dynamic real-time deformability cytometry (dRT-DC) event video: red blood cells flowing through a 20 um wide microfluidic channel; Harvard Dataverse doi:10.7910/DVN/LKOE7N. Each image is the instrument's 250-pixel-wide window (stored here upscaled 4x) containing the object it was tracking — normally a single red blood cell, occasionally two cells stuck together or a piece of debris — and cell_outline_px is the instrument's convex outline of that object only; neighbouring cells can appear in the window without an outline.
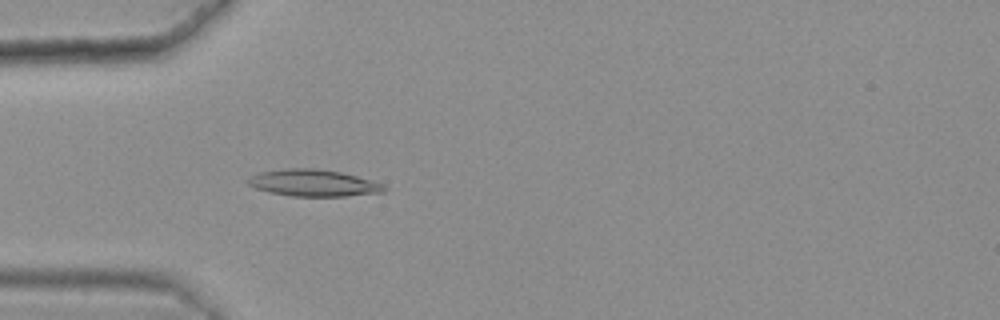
{"species": "common noctule bat (a hibernating species)", "species_latin": "Nyctalus noctula", "temperature_condition": "warm", "stored_images_in_passage": 48, "camera_frame_rate_fps": 3000, "um_per_image_px": 0.085, "animal": {"sex": "female", "body_mass_g": 25.1}, "frame": {"image": 1, "passage_image": 17, "time_ms": 5.333, "image_size_px": [1000, 320], "cell_outline_px": [[388, 188], [384, 192], [344, 196], [292, 196], [268, 192], [256, 188], [248, 184], [244, 180], [260, 172], [288, 168], [312, 168], [340, 172], [356, 176], [384, 184]], "centroid_in_image_um": [26.63, 15.55], "position_along_channel_um": 58.4, "area_um2": 21.15}}
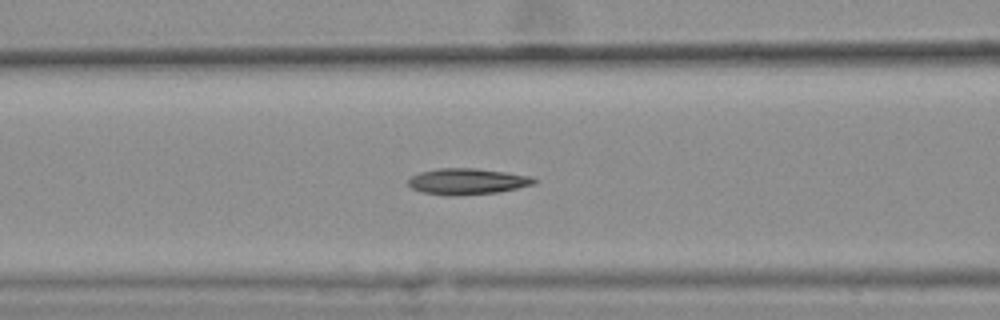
{"frame": {"image": 2, "passage_image": 23, "time_ms": 7.333, "image_size_px": [1000, 320], "cell_outline_px": [[536, 184], [496, 192], [448, 196], [420, 192], [412, 188], [408, 184], [408, 180], [412, 176], [420, 172], [436, 168], [476, 168], [532, 176], [536, 180]], "centroid_in_image_um": [39.69, 15.41], "position_along_channel_um": 126.9, "area_um2": 19.07}}
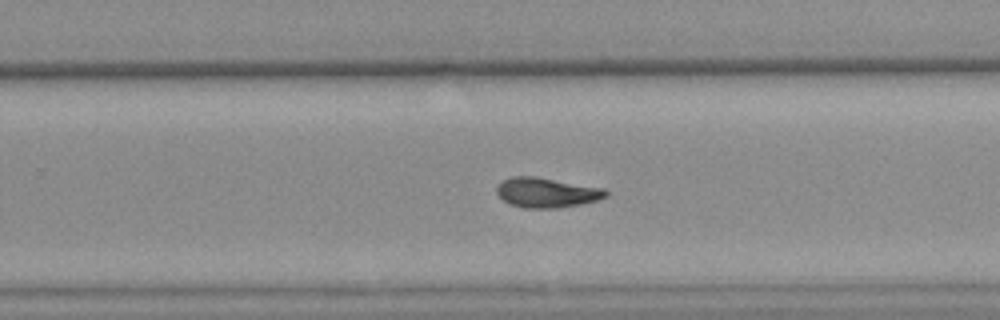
{"frame": {"image": 3, "passage_image": 36, "time_ms": 11.667, "image_size_px": [1000, 320], "cell_outline_px": [[608, 196], [596, 200], [580, 204], [556, 208], [524, 208], [508, 204], [496, 192], [496, 188], [504, 180], [512, 176], [536, 176], [604, 188], [608, 192]], "centroid_in_image_um": [46.46, 16.37], "position_along_channel_um": 283.3, "area_um2": 18.96}, "authors_computed_cell_mechanics": {"area_um2": 18.9873, "velocity_mm_per_s": 3.621, "shape_relaxation_time_tau1_ms": 8.0676, "shape_relaxation_time_tau2_ms": 5.2936, "deformation_change_tau1": 0.2032, "deformation_change_tau2": 0.0945}}